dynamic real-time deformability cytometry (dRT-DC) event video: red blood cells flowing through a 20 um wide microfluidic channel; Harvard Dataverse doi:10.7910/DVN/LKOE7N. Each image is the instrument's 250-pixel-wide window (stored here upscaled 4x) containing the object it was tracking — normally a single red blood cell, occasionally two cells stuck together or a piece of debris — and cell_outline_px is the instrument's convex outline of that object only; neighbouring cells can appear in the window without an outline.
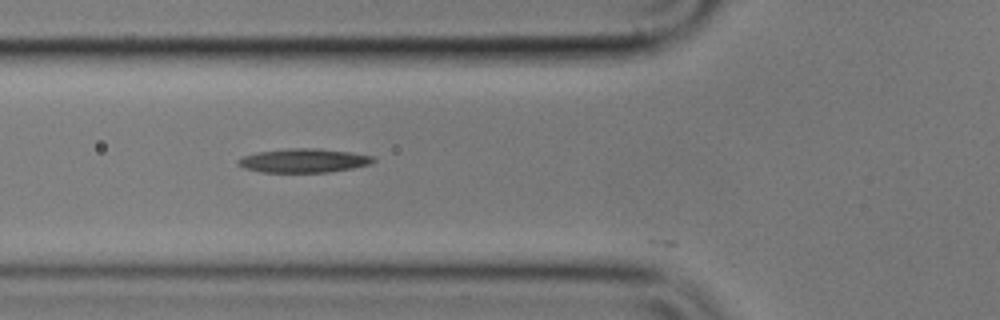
{"species": "common noctule bat (a hibernating species)", "species_latin": "Nyctalus noctula", "temperature_condition": "cold", "stored_images_in_passage": 3, "camera_frame_rate_fps": 3000, "um_per_image_px": 0.085, "animal": {"sex": "male", "body_mass_g": 17.9}, "frame": {"image": 1, "passage_image": 2, "time_ms": 0.333, "image_size_px": [1000, 320], "cell_outline_px": [[376, 160], [372, 164], [352, 168], [328, 172], [260, 172], [244, 168], [236, 164], [236, 160], [244, 156], [256, 152], [288, 148], [320, 148], [352, 152], [372, 156]], "centroid_in_image_um": [25.81, 13.64], "position_along_channel_um": 100.0, "area_um2": 19.02}}